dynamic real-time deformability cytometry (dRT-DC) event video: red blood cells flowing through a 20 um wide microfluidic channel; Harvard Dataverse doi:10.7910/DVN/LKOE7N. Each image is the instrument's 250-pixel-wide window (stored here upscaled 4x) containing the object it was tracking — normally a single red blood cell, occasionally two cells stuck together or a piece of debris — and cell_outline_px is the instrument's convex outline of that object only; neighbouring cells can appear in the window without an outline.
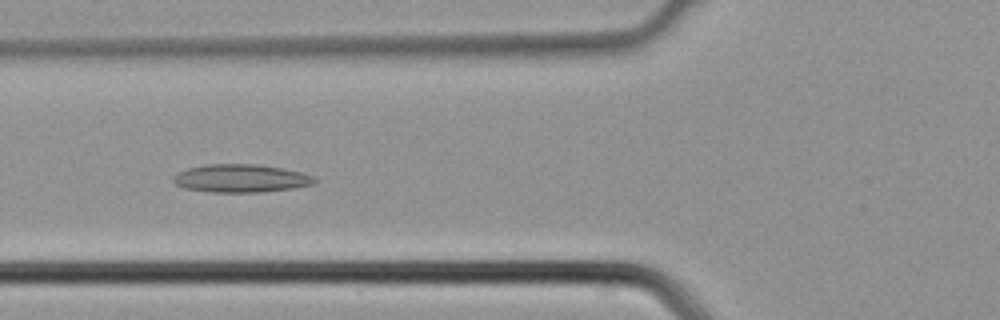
{"species": "common noctule bat (a hibernating species)", "species_latin": "Nyctalus noctula", "temperature_condition": "cold", "stored_images_in_passage": 5, "camera_frame_rate_fps": 3000, "um_per_image_px": 0.085, "animal": {"sex": "male", "body_mass_g": 21.5, "forearm_length_mm": 52.0}, "frame": {"image": 1, "passage_image": 5, "time_ms": 1.333, "image_size_px": [1000, 320], "cell_outline_px": [[316, 184], [292, 188], [260, 192], [212, 192], [184, 188], [176, 184], [172, 180], [172, 176], [188, 168], [204, 164], [256, 164], [280, 168], [300, 172], [312, 176], [316, 180]], "centroid_in_image_um": [20.45, 15.16], "position_along_channel_um": 105.4, "area_um2": 22.95}}